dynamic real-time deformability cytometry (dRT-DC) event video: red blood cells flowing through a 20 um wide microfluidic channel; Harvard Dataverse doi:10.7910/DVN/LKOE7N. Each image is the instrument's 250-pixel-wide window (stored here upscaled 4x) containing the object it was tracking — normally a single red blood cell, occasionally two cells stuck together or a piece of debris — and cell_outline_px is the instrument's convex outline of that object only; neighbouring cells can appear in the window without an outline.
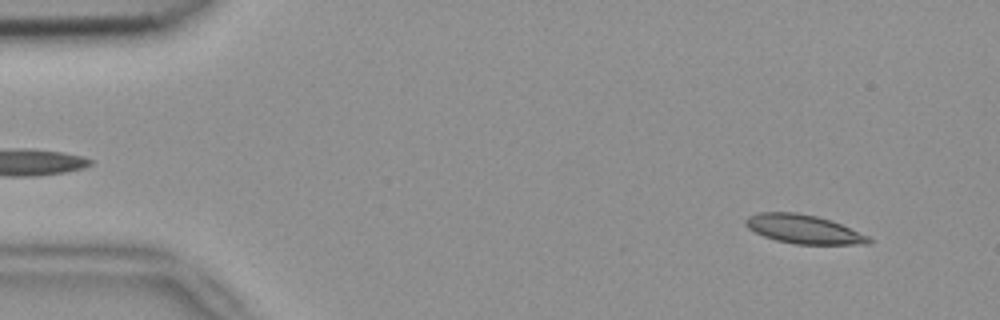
{"species": "common noctule bat (a hibernating species)", "species_latin": "Nyctalus noctula", "temperature_condition": "room temperature", "stored_images_in_passage": 52, "camera_frame_rate_fps": 3000, "um_per_image_px": 0.085, "animal": {"sex": "female", "body_mass_g": 18.4}, "frame": {"image": 1, "passage_image": 4, "time_ms": 1.0, "image_size_px": [1000, 320], "cell_outline_px": [[872, 240], [868, 244], [796, 244], [776, 240], [764, 236], [748, 228], [744, 224], [744, 220], [748, 216], [760, 212], [796, 212], [816, 216], [840, 224], [868, 236]], "centroid_in_image_um": [68.26, 19.47], "position_along_channel_um": 16.7, "area_um2": 20.4}}
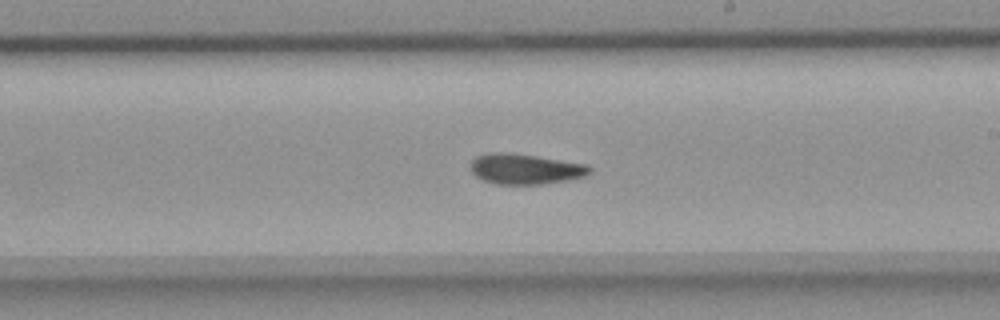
{"frame": {"image": 2, "passage_image": 30, "time_ms": 9.667, "image_size_px": [1000, 320], "cell_outline_px": [[592, 172], [584, 176], [568, 180], [540, 184], [496, 184], [484, 180], [476, 176], [472, 172], [472, 160], [476, 156], [488, 152], [512, 152], [588, 164], [592, 168]], "centroid_in_image_um": [44.67, 14.35], "position_along_channel_um": 244.3, "area_um2": 21.21}}
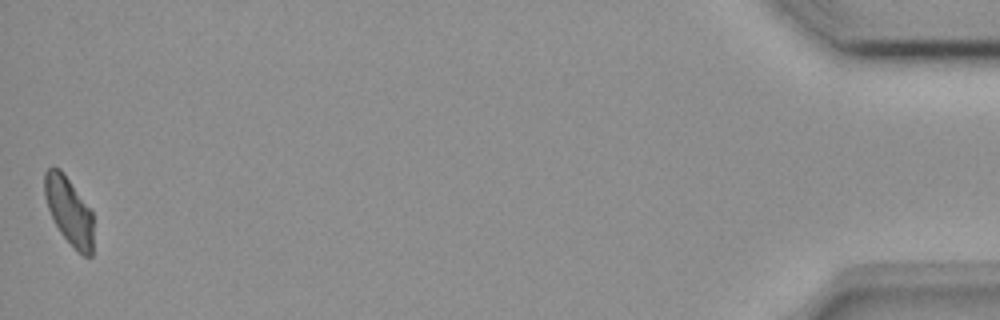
{"frame": {"image": 3, "passage_image": 52, "time_ms": 17.0, "image_size_px": [1000, 320], "cell_outline_px": [[92, 256], [84, 256], [60, 232], [48, 208], [44, 196], [44, 172], [52, 164], [60, 168], [64, 172], [92, 212]], "centroid_in_image_um": [5.83, 17.83], "position_along_channel_um": 429.4, "area_um2": 18.96}, "authors_computed_cell_mechanics": {"area_um2": 20.6924, "velocity_mm_per_s": 3.8166, "shape_relaxation_time_tau1_ms": null, "shape_relaxation_time_tau2_ms": 4.0691, "deformation_change_tau1": null, "deformation_change_tau2": 0.0827}}